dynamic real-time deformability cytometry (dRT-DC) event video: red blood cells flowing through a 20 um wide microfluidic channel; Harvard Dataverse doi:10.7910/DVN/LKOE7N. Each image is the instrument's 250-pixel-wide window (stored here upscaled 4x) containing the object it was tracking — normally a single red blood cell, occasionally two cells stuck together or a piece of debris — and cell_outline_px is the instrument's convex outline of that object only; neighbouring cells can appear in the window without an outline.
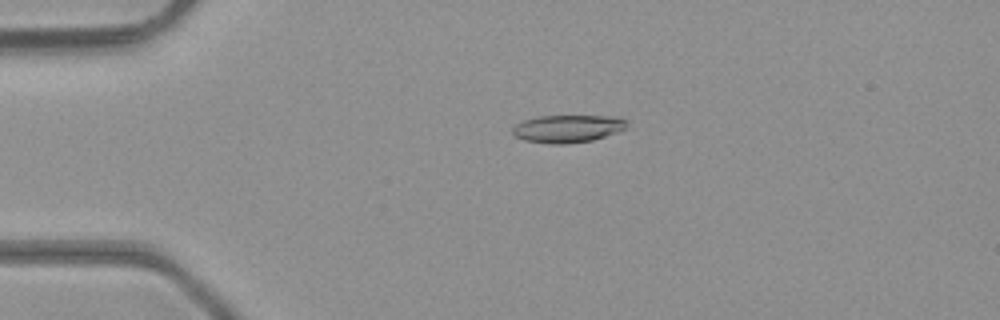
{"species": "common noctule bat (a hibernating species)", "species_latin": "Nyctalus noctula", "temperature_condition": "room temperature", "stored_images_in_passage": 3, "camera_frame_rate_fps": 3000, "um_per_image_px": 0.085, "animal": {"sex": "male", "body_mass_g": 23.1, "forearm_length_mm": 52.7}, "frame": {"image": 1, "passage_image": 2, "time_ms": 0.333, "image_size_px": [1000, 320], "cell_outline_px": [[628, 124], [624, 128], [616, 132], [592, 140], [568, 144], [548, 144], [524, 140], [512, 136], [512, 128], [516, 124], [524, 120], [540, 116], [616, 116], [628, 120]], "centroid_in_image_um": [48.22, 10.94], "position_along_channel_um": 36.8, "area_um2": 18.5}}